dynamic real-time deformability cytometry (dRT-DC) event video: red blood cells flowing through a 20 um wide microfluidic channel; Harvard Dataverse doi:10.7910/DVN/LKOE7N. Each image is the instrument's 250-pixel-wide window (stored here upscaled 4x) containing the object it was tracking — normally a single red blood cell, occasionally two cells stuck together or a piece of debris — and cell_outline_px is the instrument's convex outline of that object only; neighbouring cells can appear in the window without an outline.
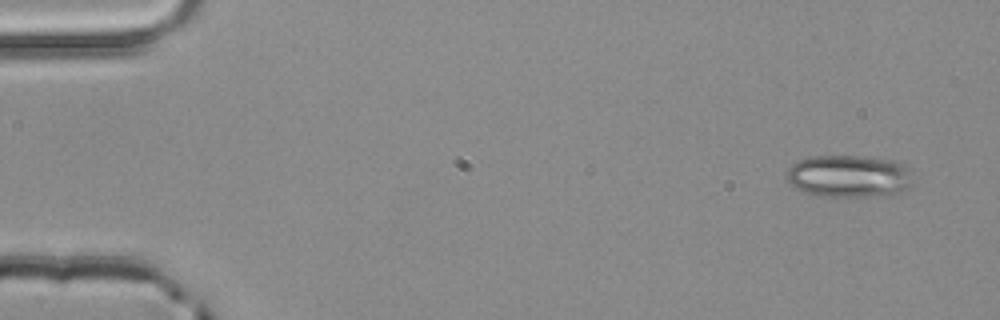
{"species": "common noctule bat (a hibernating species)", "species_latin": "Nyctalus noctula", "temperature_condition": "room temperature", "stored_images_in_passage": 4, "camera_frame_rate_fps": 3000, "um_per_image_px": 0.085, "animal": {"sex": "male", "body_mass_g": 20.4}, "frame": {"image": 1, "passage_image": 1, "time_ms": 0.0, "image_size_px": [1000, 320], "cell_outline_px": [[912, 184], [900, 192], [868, 196], [820, 196], [804, 192], [796, 188], [788, 180], [784, 172], [792, 164], [800, 160], [812, 156], [864, 156], [892, 160], [908, 168], [912, 180]], "centroid_in_image_um": [72.12, 14.96], "position_along_channel_um": 12.9, "area_um2": 30.92}}